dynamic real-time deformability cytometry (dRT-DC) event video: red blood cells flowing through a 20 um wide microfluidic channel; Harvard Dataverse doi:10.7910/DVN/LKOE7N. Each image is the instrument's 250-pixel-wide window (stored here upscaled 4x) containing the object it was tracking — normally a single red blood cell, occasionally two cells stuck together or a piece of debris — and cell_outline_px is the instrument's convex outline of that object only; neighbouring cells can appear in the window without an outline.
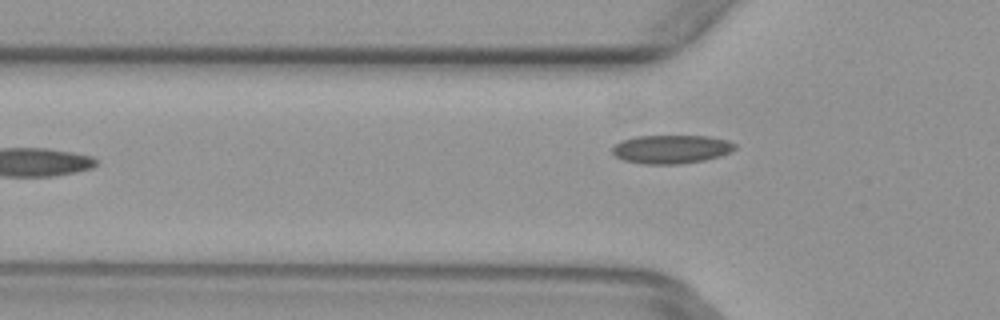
{"species": "common noctule bat (a hibernating species)", "species_latin": "Nyctalus noctula", "temperature_condition": "warm", "stored_images_in_passage": 6, "camera_frame_rate_fps": 3000, "um_per_image_px": 0.085, "animal": {"sex": "female", "body_mass_g": 29.2, "forearm_length_mm": 56.3}, "frame": {"image": 1, "passage_image": 5, "time_ms": 1.333, "image_size_px": [1000, 320], "cell_outline_px": [[736, 148], [720, 156], [704, 160], [676, 164], [644, 164], [624, 160], [616, 156], [612, 152], [612, 148], [620, 140], [636, 136], [708, 136], [728, 140], [736, 144]], "centroid_in_image_um": [57.05, 12.67], "position_along_channel_um": 68.8, "area_um2": 20.35}}
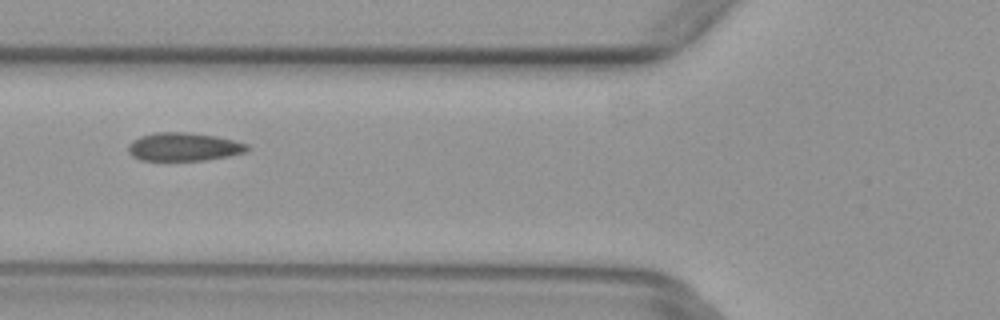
{"frame": {"image": 2, "passage_image": 6, "time_ms": 1.667, "image_size_px": [1000, 320], "cell_outline_px": [[252, 148], [244, 152], [228, 156], [204, 160], [140, 160], [132, 156], [128, 152], [128, 144], [132, 140], [140, 136], [156, 132], [188, 132], [216, 136], [248, 144]], "centroid_in_image_um": [15.6, 12.47], "position_along_channel_um": 110.2, "area_um2": 19.65}}